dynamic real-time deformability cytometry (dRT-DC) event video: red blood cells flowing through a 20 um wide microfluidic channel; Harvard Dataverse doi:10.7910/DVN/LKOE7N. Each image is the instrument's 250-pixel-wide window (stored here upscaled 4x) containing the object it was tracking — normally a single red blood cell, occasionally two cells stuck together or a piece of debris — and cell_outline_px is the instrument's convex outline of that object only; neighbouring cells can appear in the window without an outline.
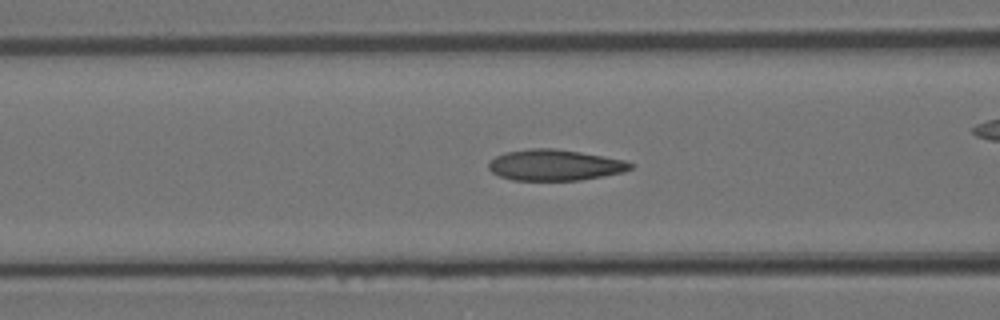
{"species": "Egyptian fruit bat (a non-hibernating species)", "species_latin": "Rousettus aegyptiacus", "temperature_condition": "room temperature", "stored_images_in_passage": 45, "camera_frame_rate_fps": 3000, "um_per_image_px": 0.085, "animal": {"sex": "female"}, "frame": {"image": 1, "passage_image": 17, "time_ms": 5.333, "image_size_px": [1000, 320], "cell_outline_px": [[632, 168], [624, 172], [604, 176], [580, 180], [512, 180], [500, 176], [492, 172], [488, 168], [488, 164], [496, 156], [508, 152], [528, 148], [552, 148], [580, 152], [624, 160], [632, 164]], "centroid_in_image_um": [47.16, 14.03], "position_along_channel_um": 119.4, "area_um2": 25.43}}
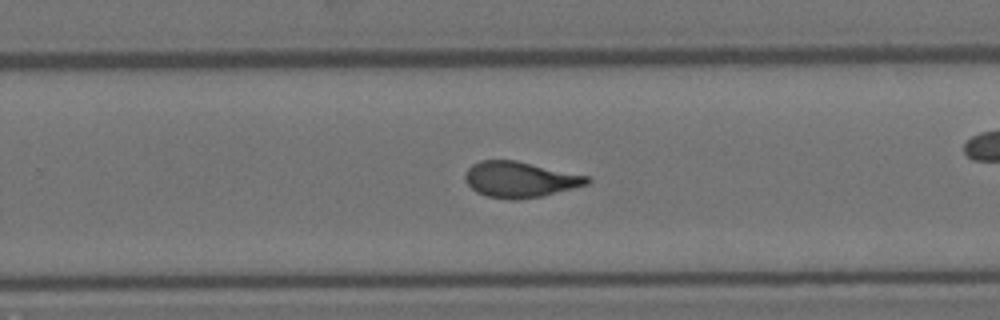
{"frame": {"image": 2, "passage_image": 28, "time_ms": 9.0, "image_size_px": [1000, 320], "cell_outline_px": [[592, 180], [588, 184], [540, 196], [516, 200], [512, 200], [488, 196], [476, 192], [464, 180], [464, 176], [468, 168], [472, 164], [480, 160], [516, 160], [588, 176]], "centroid_in_image_um": [44.16, 15.25], "position_along_channel_um": 285.6, "area_um2": 25.26}}
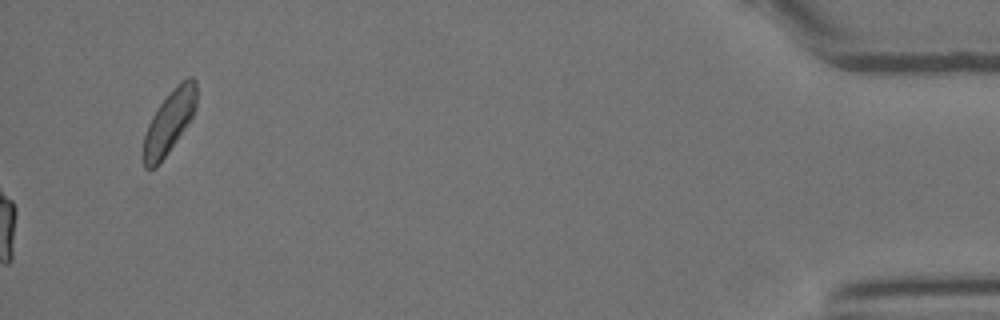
{"frame": {"image": 3, "passage_image": 45, "time_ms": 14.667, "image_size_px": [1000, 320], "cell_outline_px": [[196, 108], [192, 116], [168, 152], [156, 168], [144, 168], [140, 156], [144, 136], [148, 124], [156, 108], [172, 88], [180, 80], [188, 76], [192, 76], [196, 80]], "centroid_in_image_um": [14.34, 10.36], "position_along_channel_um": 420.9, "area_um2": 19.77}}